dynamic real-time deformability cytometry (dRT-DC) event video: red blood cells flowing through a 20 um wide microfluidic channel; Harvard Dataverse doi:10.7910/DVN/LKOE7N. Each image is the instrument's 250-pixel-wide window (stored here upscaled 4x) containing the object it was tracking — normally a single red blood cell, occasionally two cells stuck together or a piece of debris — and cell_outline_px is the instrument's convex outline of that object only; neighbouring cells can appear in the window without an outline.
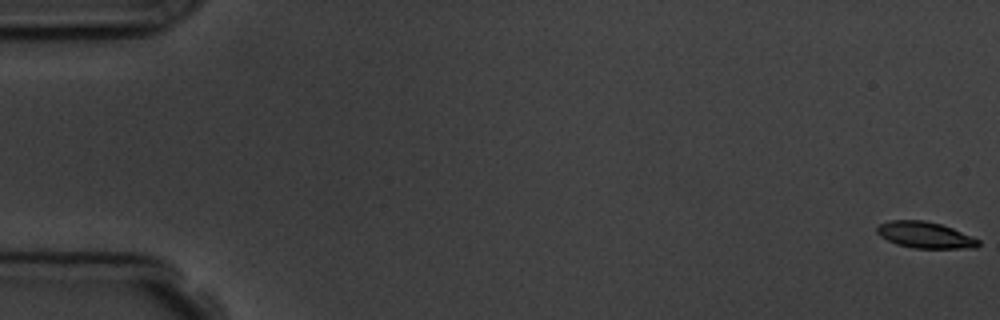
{"species": "common noctule bat (a hibernating species)", "species_latin": "Nyctalus noctula", "temperature_condition": "room temperature", "stored_images_in_passage": 6, "camera_frame_rate_fps": 3000, "um_per_image_px": 0.085, "animal": {"sex": "male", "body_mass_g": 19.5, "forearm_length_mm": 54.6}, "frame": {"image": 1, "passage_image": 1, "time_ms": 0.0, "image_size_px": [1000, 320], "cell_outline_px": [[980, 244], [976, 248], [912, 248], [896, 244], [880, 236], [876, 232], [876, 228], [880, 224], [888, 220], [924, 220], [940, 224], [952, 228], [972, 236], [980, 240]], "centroid_in_image_um": [78.63, 19.97], "position_along_channel_um": 6.4, "area_um2": 15.61}}